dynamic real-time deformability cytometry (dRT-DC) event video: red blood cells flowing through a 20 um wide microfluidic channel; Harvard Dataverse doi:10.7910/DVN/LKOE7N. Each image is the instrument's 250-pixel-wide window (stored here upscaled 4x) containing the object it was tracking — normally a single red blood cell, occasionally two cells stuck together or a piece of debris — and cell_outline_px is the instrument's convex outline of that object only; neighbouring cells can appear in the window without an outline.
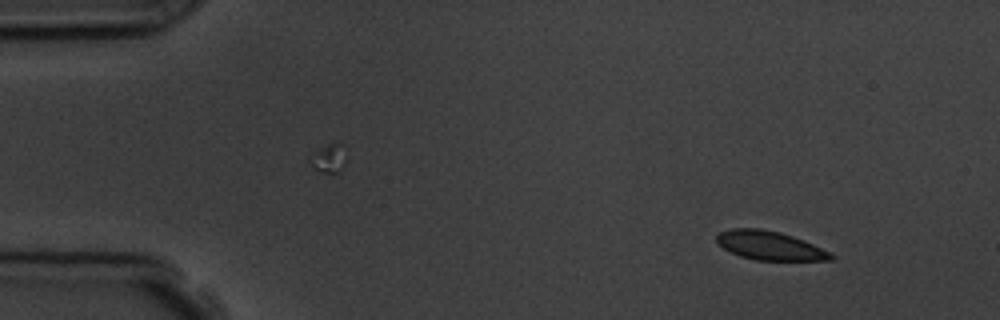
{"species": "common noctule bat (a hibernating species)", "species_latin": "Nyctalus noctula", "temperature_condition": "room temperature", "stored_images_in_passage": 4, "camera_frame_rate_fps": 3000, "um_per_image_px": 0.085, "animal": {"sex": "male", "body_mass_g": 19.5, "forearm_length_mm": 54.6}, "frame": {"image": 1, "passage_image": 1, "time_ms": 0.0, "image_size_px": [1000, 320], "cell_outline_px": [[836, 256], [832, 260], [756, 260], [740, 256], [716, 244], [716, 236], [720, 232], [732, 228], [760, 228], [780, 232], [804, 240]], "centroid_in_image_um": [65.39, 20.87], "position_along_channel_um": 19.6, "area_um2": 19.07}}
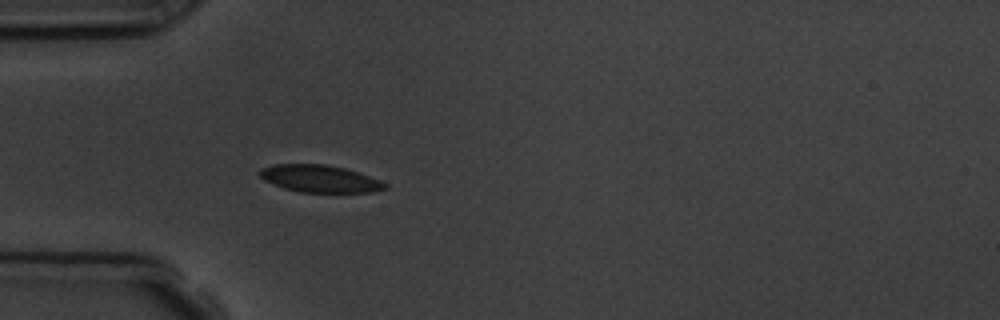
{"frame": {"image": 2, "passage_image": 4, "time_ms": 3.333, "image_size_px": [1000, 320], "cell_outline_px": [[388, 188], [372, 192], [300, 192], [284, 188], [264, 180], [260, 176], [260, 168], [272, 164], [324, 164], [344, 168], [380, 180], [388, 184]], "centroid_in_image_um": [27.17, 15.19], "position_along_channel_um": 57.8, "area_um2": 19.77}}